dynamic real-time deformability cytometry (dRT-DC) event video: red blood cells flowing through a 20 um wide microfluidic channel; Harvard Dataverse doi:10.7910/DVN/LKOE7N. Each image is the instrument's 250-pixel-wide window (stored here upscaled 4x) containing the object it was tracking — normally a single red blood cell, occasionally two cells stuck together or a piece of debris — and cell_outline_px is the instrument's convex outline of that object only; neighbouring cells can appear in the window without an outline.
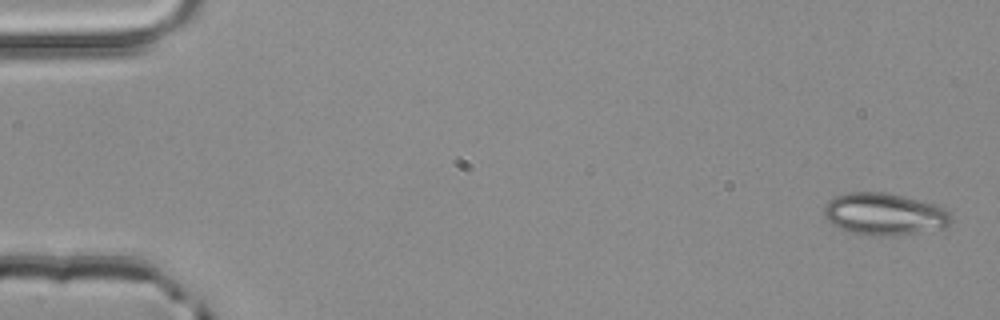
{"species": "common noctule bat (a hibernating species)", "species_latin": "Nyctalus noctula", "temperature_condition": "room temperature", "stored_images_in_passage": 5, "segment_of_instrument_passage": [1, 2], "camera_frame_rate_fps": 3000, "um_per_image_px": 0.085, "animal": {"sex": "male", "body_mass_g": 20.4}, "frame": {"image": 1, "passage_image": 1, "time_ms": 0.0, "image_size_px": [1000, 320], "cell_outline_px": [[952, 224], [944, 228], [916, 232], [876, 236], [868, 236], [852, 232], [840, 228], [832, 224], [824, 216], [824, 204], [828, 200], [836, 196], [848, 192], [884, 192], [924, 200], [940, 204], [948, 212], [952, 220]], "centroid_in_image_um": [75.19, 18.18], "position_along_channel_um": 9.8, "area_um2": 31.33}}